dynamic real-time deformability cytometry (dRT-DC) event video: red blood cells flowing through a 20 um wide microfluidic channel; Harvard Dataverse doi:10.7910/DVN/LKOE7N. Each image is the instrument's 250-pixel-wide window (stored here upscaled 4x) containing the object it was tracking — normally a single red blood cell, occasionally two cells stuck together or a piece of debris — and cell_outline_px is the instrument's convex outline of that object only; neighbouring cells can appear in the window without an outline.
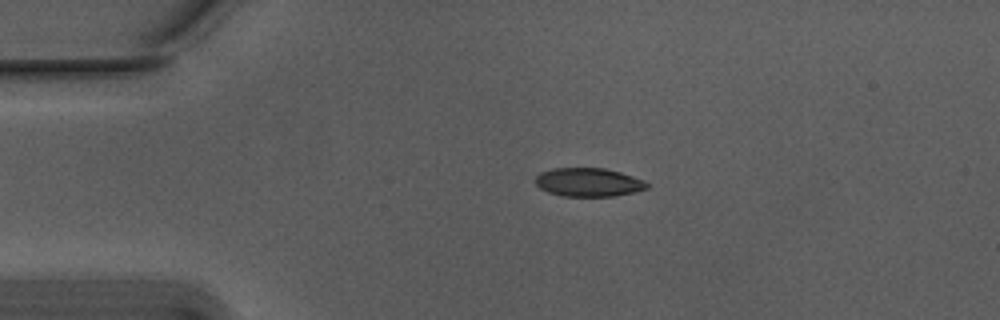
{"species": "Egyptian fruit bat (a non-hibernating species)", "species_latin": "Rousettus aegyptiacus", "temperature_condition": "warm", "stored_images_in_passage": 37, "camera_frame_rate_fps": 3000, "um_per_image_px": 0.085, "animal": {"sex": "male"}, "frame": {"image": 1, "passage_image": 1, "time_ms": 0.0, "image_size_px": [1000, 320], "cell_outline_px": [[648, 188], [616, 196], [564, 196], [548, 192], [540, 188], [536, 184], [536, 176], [540, 172], [552, 168], [604, 168], [620, 172], [644, 180], [648, 184]], "centroid_in_image_um": [50.01, 15.49], "position_along_channel_um": 35.0, "area_um2": 18.5}}
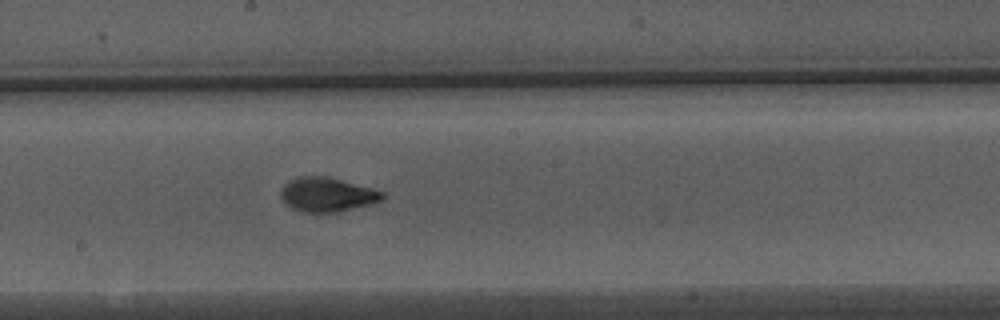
{"frame": {"image": 2, "passage_image": 19, "time_ms": 6.0, "image_size_px": [1000, 320], "cell_outline_px": [[384, 200], [336, 212], [304, 212], [292, 208], [280, 196], [280, 192], [284, 184], [296, 176], [324, 176], [340, 180], [384, 192]], "centroid_in_image_um": [27.77, 16.53], "position_along_channel_um": 220.4, "area_um2": 19.83}}
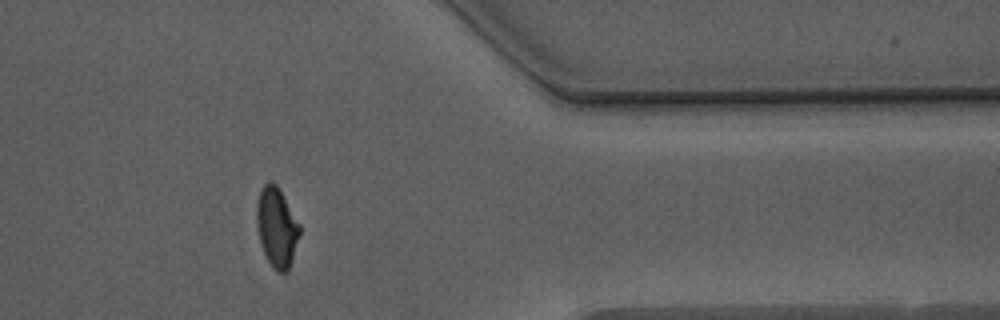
{"frame": {"image": 3, "passage_image": 34, "time_ms": 11.0, "image_size_px": [1000, 320], "cell_outline_px": [[300, 232], [292, 260], [288, 272], [280, 272], [268, 260], [264, 252], [260, 240], [256, 220], [256, 208], [260, 188], [264, 184], [272, 180], [276, 184], [300, 224]], "centroid_in_image_um": [23.52, 19.28], "position_along_channel_um": 387.9, "area_um2": 19.59}, "authors_computed_cell_mechanics": {"area_um2": 19.8254, "velocity_mm_per_s": 3.7496, "shape_relaxation_time_tau1_ms": 3.6261, "shape_relaxation_time_tau2_ms": null, "deformation_change_tau1": 0.1681, "deformation_change_tau2": null}}